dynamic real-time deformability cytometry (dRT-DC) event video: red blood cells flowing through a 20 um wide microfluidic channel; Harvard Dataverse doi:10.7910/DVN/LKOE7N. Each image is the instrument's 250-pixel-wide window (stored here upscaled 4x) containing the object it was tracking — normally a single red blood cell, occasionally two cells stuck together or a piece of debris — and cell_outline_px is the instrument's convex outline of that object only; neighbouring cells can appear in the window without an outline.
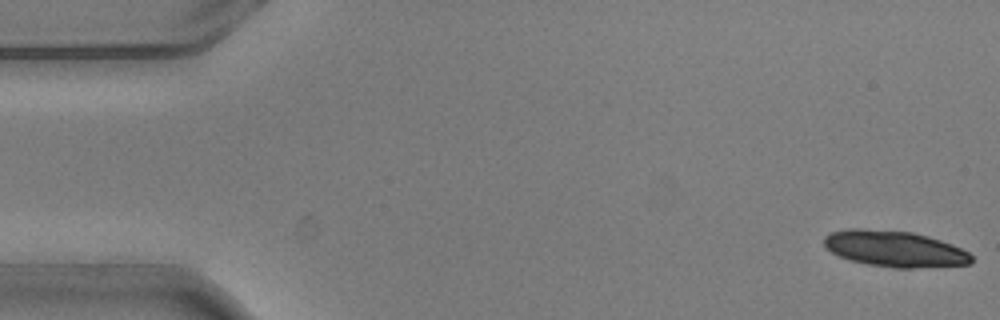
{"species": "common noctule bat (a hibernating species)", "species_latin": "Nyctalus noctula", "temperature_condition": "warm", "stored_images_in_passage": 6, "segment_of_instrument_passage": [2, 2], "camera_frame_rate_fps": 3000, "um_per_image_px": 0.085, "animal": {"sex": "male", "body_mass_g": 20.5, "forearm_length_mm": 52.5}, "frame": {"image": 1, "passage_image": 6, "time_ms": 1.667, "image_size_px": [1000, 320], "cell_outline_px": [[972, 264], [912, 268], [892, 268], [868, 264], [848, 260], [832, 252], [824, 244], [824, 236], [832, 232], [848, 228], [860, 228], [912, 232], [928, 236], [952, 244], [968, 252], [972, 256]], "centroid_in_image_um": [76.04, 21.15], "position_along_channel_um": 9.0, "area_um2": 30.98}}